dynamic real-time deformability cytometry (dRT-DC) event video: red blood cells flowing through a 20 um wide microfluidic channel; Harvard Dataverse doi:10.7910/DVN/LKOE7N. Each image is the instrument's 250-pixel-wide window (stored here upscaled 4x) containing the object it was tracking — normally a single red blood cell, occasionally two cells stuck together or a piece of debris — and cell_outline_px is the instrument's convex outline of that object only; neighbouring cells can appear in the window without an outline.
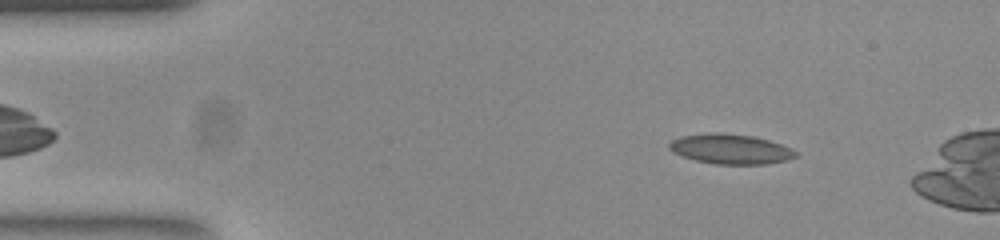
{"species": "common noctule bat (a hibernating species)", "species_latin": "Nyctalus noctula", "temperature_condition": "room temperature", "stored_images_in_passage": 47, "camera_frame_rate_fps": 3000, "um_per_image_px": 0.085, "animal": {"sex": "female", "body_mass_g": 23.0, "forearm_length_mm": 53.4}, "frame": {"image": 1, "passage_image": 6, "time_ms": 1.667, "image_size_px": [1000, 240], "cell_outline_px": [[800, 156], [788, 160], [764, 164], [716, 164], [696, 160], [672, 152], [668, 148], [668, 144], [672, 140], [680, 136], [716, 132], [720, 132], [752, 136], [768, 140], [792, 148]], "centroid_in_image_um": [62.11, 12.67], "position_along_channel_um": 22.9, "area_um2": 22.02}}
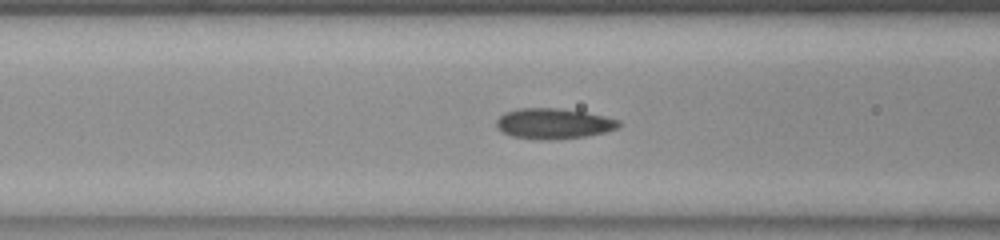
{"frame": {"image": 2, "passage_image": 19, "time_ms": 6.0, "image_size_px": [1000, 240], "cell_outline_px": [[620, 124], [616, 128], [604, 132], [584, 136], [552, 140], [540, 140], [512, 136], [500, 132], [496, 128], [496, 120], [504, 112], [520, 108], [560, 108], [584, 112], [604, 116], [620, 120]], "centroid_in_image_um": [46.99, 10.5], "position_along_channel_um": 119.6, "area_um2": 21.79}}
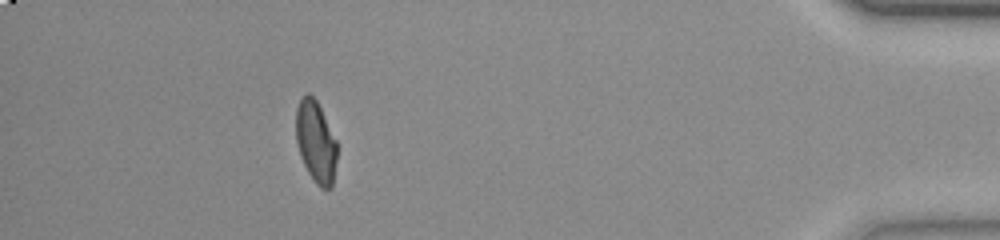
{"frame": {"image": 3, "passage_image": 46, "time_ms": 15.0, "image_size_px": [1000, 240], "cell_outline_px": [[336, 160], [332, 188], [320, 188], [316, 184], [308, 172], [300, 156], [296, 140], [296, 108], [300, 100], [308, 92], [316, 100], [336, 140]], "centroid_in_image_um": [26.83, 12.07], "position_along_channel_um": 408.4, "area_um2": 19.31}}